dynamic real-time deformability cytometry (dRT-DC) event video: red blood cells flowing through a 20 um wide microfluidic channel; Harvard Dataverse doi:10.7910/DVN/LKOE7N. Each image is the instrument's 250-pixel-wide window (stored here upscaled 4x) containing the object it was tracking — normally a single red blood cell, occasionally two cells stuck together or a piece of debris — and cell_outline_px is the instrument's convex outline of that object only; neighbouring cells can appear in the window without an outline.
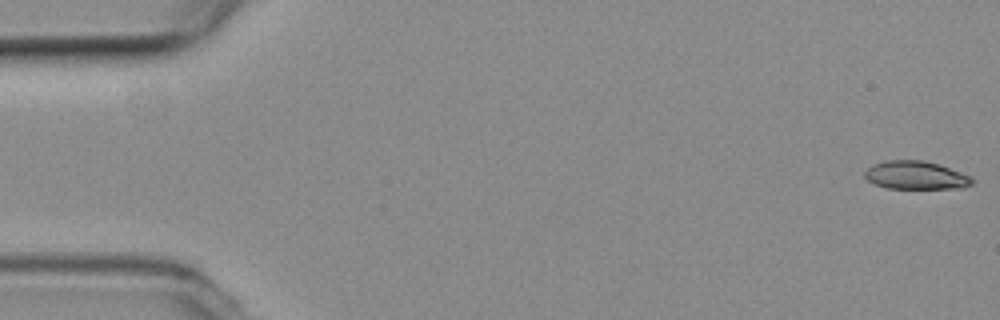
{"species": "common noctule bat (a hibernating species)", "species_latin": "Nyctalus noctula", "temperature_condition": "room temperature", "stored_images_in_passage": 17, "camera_frame_rate_fps": 3000, "um_per_image_px": 0.085, "animal": {"sex": "female", "body_mass_g": 19.3, "forearm_length_mm": 54.1}, "frame": {"image": 1, "passage_image": 1, "time_ms": 0.0, "image_size_px": [1000, 320], "cell_outline_px": [[976, 180], [972, 184], [964, 188], [888, 188], [876, 184], [868, 180], [864, 176], [864, 172], [872, 164], [884, 160], [924, 160], [940, 164], [972, 176]], "centroid_in_image_um": [77.89, 14.88], "position_along_channel_um": 7.1, "area_um2": 17.86}}
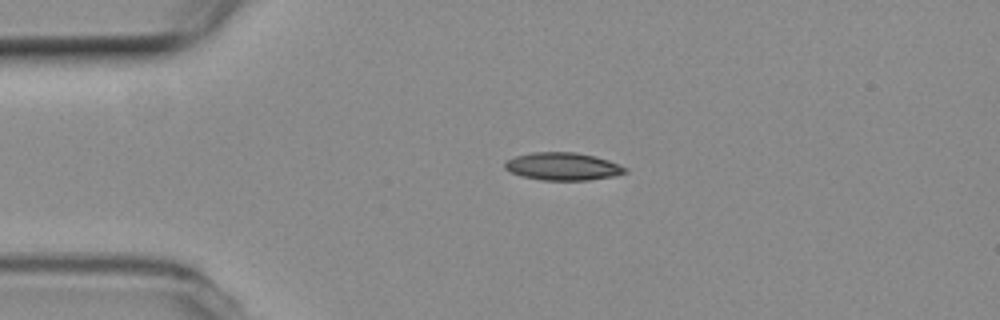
{"frame": {"image": 2, "passage_image": 12, "time_ms": 3.667, "image_size_px": [1000, 320], "cell_outline_px": [[628, 172], [612, 176], [588, 180], [540, 180], [520, 176], [504, 168], [504, 160], [516, 156], [532, 152], [576, 152], [596, 156], [620, 164], [628, 168]], "centroid_in_image_um": [47.83, 14.14], "position_along_channel_um": 37.2, "area_um2": 19.59}}